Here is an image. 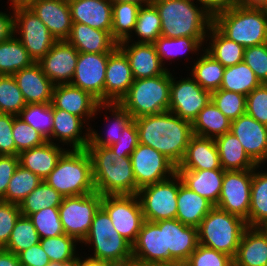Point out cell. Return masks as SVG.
I'll use <instances>...</instances> for the list:
<instances>
[{
    "label": "cell",
    "instance_id": "obj_1",
    "mask_svg": "<svg viewBox=\"0 0 267 266\" xmlns=\"http://www.w3.org/2000/svg\"><path fill=\"white\" fill-rule=\"evenodd\" d=\"M134 121L139 143L154 148L178 167L194 135L192 122L170 111L141 116Z\"/></svg>",
    "mask_w": 267,
    "mask_h": 266
},
{
    "label": "cell",
    "instance_id": "obj_2",
    "mask_svg": "<svg viewBox=\"0 0 267 266\" xmlns=\"http://www.w3.org/2000/svg\"><path fill=\"white\" fill-rule=\"evenodd\" d=\"M152 3L160 15L162 36L207 37L213 13L199 0H153Z\"/></svg>",
    "mask_w": 267,
    "mask_h": 266
},
{
    "label": "cell",
    "instance_id": "obj_3",
    "mask_svg": "<svg viewBox=\"0 0 267 266\" xmlns=\"http://www.w3.org/2000/svg\"><path fill=\"white\" fill-rule=\"evenodd\" d=\"M92 161L96 192L105 195H134L136 180L127 154L113 152L109 147L87 145Z\"/></svg>",
    "mask_w": 267,
    "mask_h": 266
},
{
    "label": "cell",
    "instance_id": "obj_4",
    "mask_svg": "<svg viewBox=\"0 0 267 266\" xmlns=\"http://www.w3.org/2000/svg\"><path fill=\"white\" fill-rule=\"evenodd\" d=\"M213 25L244 48L267 43V17L260 7L240 2L213 13Z\"/></svg>",
    "mask_w": 267,
    "mask_h": 266
},
{
    "label": "cell",
    "instance_id": "obj_5",
    "mask_svg": "<svg viewBox=\"0 0 267 266\" xmlns=\"http://www.w3.org/2000/svg\"><path fill=\"white\" fill-rule=\"evenodd\" d=\"M44 181L64 197L94 193L90 154L86 149L67 150Z\"/></svg>",
    "mask_w": 267,
    "mask_h": 266
},
{
    "label": "cell",
    "instance_id": "obj_6",
    "mask_svg": "<svg viewBox=\"0 0 267 266\" xmlns=\"http://www.w3.org/2000/svg\"><path fill=\"white\" fill-rule=\"evenodd\" d=\"M171 70L151 78L135 79L119 104L133 119L166 112L170 104Z\"/></svg>",
    "mask_w": 267,
    "mask_h": 266
},
{
    "label": "cell",
    "instance_id": "obj_7",
    "mask_svg": "<svg viewBox=\"0 0 267 266\" xmlns=\"http://www.w3.org/2000/svg\"><path fill=\"white\" fill-rule=\"evenodd\" d=\"M247 227L243 218L214 206L198 227V243L234 258Z\"/></svg>",
    "mask_w": 267,
    "mask_h": 266
},
{
    "label": "cell",
    "instance_id": "obj_8",
    "mask_svg": "<svg viewBox=\"0 0 267 266\" xmlns=\"http://www.w3.org/2000/svg\"><path fill=\"white\" fill-rule=\"evenodd\" d=\"M83 243L92 246L93 253L90 257L115 266L132 263V244L113 227L109 215L102 207L96 212L90 231L81 244Z\"/></svg>",
    "mask_w": 267,
    "mask_h": 266
},
{
    "label": "cell",
    "instance_id": "obj_9",
    "mask_svg": "<svg viewBox=\"0 0 267 266\" xmlns=\"http://www.w3.org/2000/svg\"><path fill=\"white\" fill-rule=\"evenodd\" d=\"M101 200L102 195L96 191L64 197L58 210L65 234L82 243L90 231L96 212L101 207Z\"/></svg>",
    "mask_w": 267,
    "mask_h": 266
},
{
    "label": "cell",
    "instance_id": "obj_10",
    "mask_svg": "<svg viewBox=\"0 0 267 266\" xmlns=\"http://www.w3.org/2000/svg\"><path fill=\"white\" fill-rule=\"evenodd\" d=\"M178 174L138 190L144 219L150 222L177 216Z\"/></svg>",
    "mask_w": 267,
    "mask_h": 266
},
{
    "label": "cell",
    "instance_id": "obj_11",
    "mask_svg": "<svg viewBox=\"0 0 267 266\" xmlns=\"http://www.w3.org/2000/svg\"><path fill=\"white\" fill-rule=\"evenodd\" d=\"M14 33L34 62L57 42L40 18L27 6H14ZM18 33V34H17Z\"/></svg>",
    "mask_w": 267,
    "mask_h": 266
},
{
    "label": "cell",
    "instance_id": "obj_12",
    "mask_svg": "<svg viewBox=\"0 0 267 266\" xmlns=\"http://www.w3.org/2000/svg\"><path fill=\"white\" fill-rule=\"evenodd\" d=\"M101 207L118 233L133 244L145 221L137 194L102 196Z\"/></svg>",
    "mask_w": 267,
    "mask_h": 266
},
{
    "label": "cell",
    "instance_id": "obj_13",
    "mask_svg": "<svg viewBox=\"0 0 267 266\" xmlns=\"http://www.w3.org/2000/svg\"><path fill=\"white\" fill-rule=\"evenodd\" d=\"M132 263L140 266H169V251H165V220L144 221L132 244Z\"/></svg>",
    "mask_w": 267,
    "mask_h": 266
},
{
    "label": "cell",
    "instance_id": "obj_14",
    "mask_svg": "<svg viewBox=\"0 0 267 266\" xmlns=\"http://www.w3.org/2000/svg\"><path fill=\"white\" fill-rule=\"evenodd\" d=\"M130 159L136 180V194L142 187L163 181L177 172V166L165 155L140 143Z\"/></svg>",
    "mask_w": 267,
    "mask_h": 266
},
{
    "label": "cell",
    "instance_id": "obj_15",
    "mask_svg": "<svg viewBox=\"0 0 267 266\" xmlns=\"http://www.w3.org/2000/svg\"><path fill=\"white\" fill-rule=\"evenodd\" d=\"M189 76H181L180 80H176L171 73L168 111L193 122L198 113L211 102V92L204 90L190 74Z\"/></svg>",
    "mask_w": 267,
    "mask_h": 266
},
{
    "label": "cell",
    "instance_id": "obj_16",
    "mask_svg": "<svg viewBox=\"0 0 267 266\" xmlns=\"http://www.w3.org/2000/svg\"><path fill=\"white\" fill-rule=\"evenodd\" d=\"M253 169L225 171L217 207L244 220L249 216Z\"/></svg>",
    "mask_w": 267,
    "mask_h": 266
},
{
    "label": "cell",
    "instance_id": "obj_17",
    "mask_svg": "<svg viewBox=\"0 0 267 266\" xmlns=\"http://www.w3.org/2000/svg\"><path fill=\"white\" fill-rule=\"evenodd\" d=\"M109 53L79 52L71 85L105 103V76Z\"/></svg>",
    "mask_w": 267,
    "mask_h": 266
},
{
    "label": "cell",
    "instance_id": "obj_18",
    "mask_svg": "<svg viewBox=\"0 0 267 266\" xmlns=\"http://www.w3.org/2000/svg\"><path fill=\"white\" fill-rule=\"evenodd\" d=\"M51 103L53 109L65 110L76 115L86 125L90 123V120H94L98 112L105 110V103H100L89 92L71 84L54 85Z\"/></svg>",
    "mask_w": 267,
    "mask_h": 266
},
{
    "label": "cell",
    "instance_id": "obj_19",
    "mask_svg": "<svg viewBox=\"0 0 267 266\" xmlns=\"http://www.w3.org/2000/svg\"><path fill=\"white\" fill-rule=\"evenodd\" d=\"M79 52L66 40L57 41L37 63L54 85L70 84Z\"/></svg>",
    "mask_w": 267,
    "mask_h": 266
},
{
    "label": "cell",
    "instance_id": "obj_20",
    "mask_svg": "<svg viewBox=\"0 0 267 266\" xmlns=\"http://www.w3.org/2000/svg\"><path fill=\"white\" fill-rule=\"evenodd\" d=\"M230 132L241 142L245 152L257 164L267 162V126L247 113L231 121Z\"/></svg>",
    "mask_w": 267,
    "mask_h": 266
},
{
    "label": "cell",
    "instance_id": "obj_21",
    "mask_svg": "<svg viewBox=\"0 0 267 266\" xmlns=\"http://www.w3.org/2000/svg\"><path fill=\"white\" fill-rule=\"evenodd\" d=\"M198 228L179 220H165V251H169V266H183L198 245Z\"/></svg>",
    "mask_w": 267,
    "mask_h": 266
},
{
    "label": "cell",
    "instance_id": "obj_22",
    "mask_svg": "<svg viewBox=\"0 0 267 266\" xmlns=\"http://www.w3.org/2000/svg\"><path fill=\"white\" fill-rule=\"evenodd\" d=\"M133 40L122 41L118 47L127 56L134 79L156 77L169 70L162 65L154 43H137Z\"/></svg>",
    "mask_w": 267,
    "mask_h": 266
},
{
    "label": "cell",
    "instance_id": "obj_23",
    "mask_svg": "<svg viewBox=\"0 0 267 266\" xmlns=\"http://www.w3.org/2000/svg\"><path fill=\"white\" fill-rule=\"evenodd\" d=\"M134 76L125 53L117 46L109 53L105 76V103H119L133 84Z\"/></svg>",
    "mask_w": 267,
    "mask_h": 266
},
{
    "label": "cell",
    "instance_id": "obj_24",
    "mask_svg": "<svg viewBox=\"0 0 267 266\" xmlns=\"http://www.w3.org/2000/svg\"><path fill=\"white\" fill-rule=\"evenodd\" d=\"M27 7L40 18L57 41L69 37L72 18L68 1L32 0Z\"/></svg>",
    "mask_w": 267,
    "mask_h": 266
},
{
    "label": "cell",
    "instance_id": "obj_25",
    "mask_svg": "<svg viewBox=\"0 0 267 266\" xmlns=\"http://www.w3.org/2000/svg\"><path fill=\"white\" fill-rule=\"evenodd\" d=\"M53 119L52 143L56 140L55 144L60 145L61 143V145H67V147L69 145L71 150L87 148L90 125L85 126L86 123L80 117L61 109H53Z\"/></svg>",
    "mask_w": 267,
    "mask_h": 266
},
{
    "label": "cell",
    "instance_id": "obj_26",
    "mask_svg": "<svg viewBox=\"0 0 267 266\" xmlns=\"http://www.w3.org/2000/svg\"><path fill=\"white\" fill-rule=\"evenodd\" d=\"M13 77L23 94L26 104L52 102L54 84L42 72L37 62L19 70Z\"/></svg>",
    "mask_w": 267,
    "mask_h": 266
},
{
    "label": "cell",
    "instance_id": "obj_27",
    "mask_svg": "<svg viewBox=\"0 0 267 266\" xmlns=\"http://www.w3.org/2000/svg\"><path fill=\"white\" fill-rule=\"evenodd\" d=\"M72 23L111 32L112 3L109 0H69Z\"/></svg>",
    "mask_w": 267,
    "mask_h": 266
},
{
    "label": "cell",
    "instance_id": "obj_28",
    "mask_svg": "<svg viewBox=\"0 0 267 266\" xmlns=\"http://www.w3.org/2000/svg\"><path fill=\"white\" fill-rule=\"evenodd\" d=\"M223 169L214 138L193 135L177 170Z\"/></svg>",
    "mask_w": 267,
    "mask_h": 266
},
{
    "label": "cell",
    "instance_id": "obj_29",
    "mask_svg": "<svg viewBox=\"0 0 267 266\" xmlns=\"http://www.w3.org/2000/svg\"><path fill=\"white\" fill-rule=\"evenodd\" d=\"M67 150H69V147L64 148L47 141L40 146L21 151L18 155L19 165L44 180Z\"/></svg>",
    "mask_w": 267,
    "mask_h": 266
},
{
    "label": "cell",
    "instance_id": "obj_30",
    "mask_svg": "<svg viewBox=\"0 0 267 266\" xmlns=\"http://www.w3.org/2000/svg\"><path fill=\"white\" fill-rule=\"evenodd\" d=\"M66 41L81 53H110L118 46L111 32L82 23H72L71 32Z\"/></svg>",
    "mask_w": 267,
    "mask_h": 266
},
{
    "label": "cell",
    "instance_id": "obj_31",
    "mask_svg": "<svg viewBox=\"0 0 267 266\" xmlns=\"http://www.w3.org/2000/svg\"><path fill=\"white\" fill-rule=\"evenodd\" d=\"M182 183L214 206L217 205L222 189L224 169L177 170Z\"/></svg>",
    "mask_w": 267,
    "mask_h": 266
},
{
    "label": "cell",
    "instance_id": "obj_32",
    "mask_svg": "<svg viewBox=\"0 0 267 266\" xmlns=\"http://www.w3.org/2000/svg\"><path fill=\"white\" fill-rule=\"evenodd\" d=\"M213 207L206 198L186 187L178 176L177 220L184 225L198 228Z\"/></svg>",
    "mask_w": 267,
    "mask_h": 266
},
{
    "label": "cell",
    "instance_id": "obj_33",
    "mask_svg": "<svg viewBox=\"0 0 267 266\" xmlns=\"http://www.w3.org/2000/svg\"><path fill=\"white\" fill-rule=\"evenodd\" d=\"M233 265L267 266V239L257 227L244 230Z\"/></svg>",
    "mask_w": 267,
    "mask_h": 266
},
{
    "label": "cell",
    "instance_id": "obj_34",
    "mask_svg": "<svg viewBox=\"0 0 267 266\" xmlns=\"http://www.w3.org/2000/svg\"><path fill=\"white\" fill-rule=\"evenodd\" d=\"M222 168L225 171L249 170L258 165L245 152L241 142L232 132L214 139Z\"/></svg>",
    "mask_w": 267,
    "mask_h": 266
},
{
    "label": "cell",
    "instance_id": "obj_35",
    "mask_svg": "<svg viewBox=\"0 0 267 266\" xmlns=\"http://www.w3.org/2000/svg\"><path fill=\"white\" fill-rule=\"evenodd\" d=\"M105 110H108L111 114L108 117V112L104 113L106 118L104 120H107L110 123L109 126L106 124L108 129L106 131H103L106 135L104 134L103 136L102 133H98L97 130L93 129L90 126L88 145L106 147L111 146L119 140V137L121 136V131H123L127 127V125L133 120L130 114L119 103H105Z\"/></svg>",
    "mask_w": 267,
    "mask_h": 266
},
{
    "label": "cell",
    "instance_id": "obj_36",
    "mask_svg": "<svg viewBox=\"0 0 267 266\" xmlns=\"http://www.w3.org/2000/svg\"><path fill=\"white\" fill-rule=\"evenodd\" d=\"M209 40V44L207 41ZM204 50L225 68L243 61L244 47L225 37L213 24L210 26Z\"/></svg>",
    "mask_w": 267,
    "mask_h": 266
},
{
    "label": "cell",
    "instance_id": "obj_37",
    "mask_svg": "<svg viewBox=\"0 0 267 266\" xmlns=\"http://www.w3.org/2000/svg\"><path fill=\"white\" fill-rule=\"evenodd\" d=\"M245 221L248 227L267 223V170L263 171L261 165L253 169L249 216Z\"/></svg>",
    "mask_w": 267,
    "mask_h": 266
},
{
    "label": "cell",
    "instance_id": "obj_38",
    "mask_svg": "<svg viewBox=\"0 0 267 266\" xmlns=\"http://www.w3.org/2000/svg\"><path fill=\"white\" fill-rule=\"evenodd\" d=\"M204 43H206V37L168 38L161 35L156 39L154 45L160 61L165 67L167 60L170 62L177 57L178 60L182 54L187 56L189 53H198L196 55L199 56V52L204 50Z\"/></svg>",
    "mask_w": 267,
    "mask_h": 266
},
{
    "label": "cell",
    "instance_id": "obj_39",
    "mask_svg": "<svg viewBox=\"0 0 267 266\" xmlns=\"http://www.w3.org/2000/svg\"><path fill=\"white\" fill-rule=\"evenodd\" d=\"M231 121L212 103L207 104L192 122L193 134L216 138L230 131Z\"/></svg>",
    "mask_w": 267,
    "mask_h": 266
},
{
    "label": "cell",
    "instance_id": "obj_40",
    "mask_svg": "<svg viewBox=\"0 0 267 266\" xmlns=\"http://www.w3.org/2000/svg\"><path fill=\"white\" fill-rule=\"evenodd\" d=\"M200 54V57H197L196 62L193 63L189 74L204 90L212 93L220 89L225 67L205 50Z\"/></svg>",
    "mask_w": 267,
    "mask_h": 266
},
{
    "label": "cell",
    "instance_id": "obj_41",
    "mask_svg": "<svg viewBox=\"0 0 267 266\" xmlns=\"http://www.w3.org/2000/svg\"><path fill=\"white\" fill-rule=\"evenodd\" d=\"M33 63L34 60L15 34L0 42V75H14Z\"/></svg>",
    "mask_w": 267,
    "mask_h": 266
},
{
    "label": "cell",
    "instance_id": "obj_42",
    "mask_svg": "<svg viewBox=\"0 0 267 266\" xmlns=\"http://www.w3.org/2000/svg\"><path fill=\"white\" fill-rule=\"evenodd\" d=\"M261 84L250 67L242 61L225 68L220 89L247 96Z\"/></svg>",
    "mask_w": 267,
    "mask_h": 266
},
{
    "label": "cell",
    "instance_id": "obj_43",
    "mask_svg": "<svg viewBox=\"0 0 267 266\" xmlns=\"http://www.w3.org/2000/svg\"><path fill=\"white\" fill-rule=\"evenodd\" d=\"M140 7L132 2L112 3L111 35L117 43L132 35Z\"/></svg>",
    "mask_w": 267,
    "mask_h": 266
},
{
    "label": "cell",
    "instance_id": "obj_44",
    "mask_svg": "<svg viewBox=\"0 0 267 266\" xmlns=\"http://www.w3.org/2000/svg\"><path fill=\"white\" fill-rule=\"evenodd\" d=\"M64 196L48 185L44 180L20 203L19 208L22 216L50 207H59Z\"/></svg>",
    "mask_w": 267,
    "mask_h": 266
},
{
    "label": "cell",
    "instance_id": "obj_45",
    "mask_svg": "<svg viewBox=\"0 0 267 266\" xmlns=\"http://www.w3.org/2000/svg\"><path fill=\"white\" fill-rule=\"evenodd\" d=\"M132 34L127 40L137 36V43H154L161 36V19L153 3L140 7Z\"/></svg>",
    "mask_w": 267,
    "mask_h": 266
},
{
    "label": "cell",
    "instance_id": "obj_46",
    "mask_svg": "<svg viewBox=\"0 0 267 266\" xmlns=\"http://www.w3.org/2000/svg\"><path fill=\"white\" fill-rule=\"evenodd\" d=\"M18 117L31 125L47 141L51 142L53 129V107L52 103H30L26 104Z\"/></svg>",
    "mask_w": 267,
    "mask_h": 266
},
{
    "label": "cell",
    "instance_id": "obj_47",
    "mask_svg": "<svg viewBox=\"0 0 267 266\" xmlns=\"http://www.w3.org/2000/svg\"><path fill=\"white\" fill-rule=\"evenodd\" d=\"M41 182L40 177L19 165L9 181L6 194L1 201L19 204Z\"/></svg>",
    "mask_w": 267,
    "mask_h": 266
},
{
    "label": "cell",
    "instance_id": "obj_48",
    "mask_svg": "<svg viewBox=\"0 0 267 266\" xmlns=\"http://www.w3.org/2000/svg\"><path fill=\"white\" fill-rule=\"evenodd\" d=\"M40 243V237L29 217L20 216L15 223L10 239L3 248L18 255L20 252Z\"/></svg>",
    "mask_w": 267,
    "mask_h": 266
},
{
    "label": "cell",
    "instance_id": "obj_49",
    "mask_svg": "<svg viewBox=\"0 0 267 266\" xmlns=\"http://www.w3.org/2000/svg\"><path fill=\"white\" fill-rule=\"evenodd\" d=\"M78 243L74 237L66 234L40 239V245L50 261L75 262L79 255L78 250L76 252Z\"/></svg>",
    "mask_w": 267,
    "mask_h": 266
},
{
    "label": "cell",
    "instance_id": "obj_50",
    "mask_svg": "<svg viewBox=\"0 0 267 266\" xmlns=\"http://www.w3.org/2000/svg\"><path fill=\"white\" fill-rule=\"evenodd\" d=\"M26 102L13 75H0V113L18 116Z\"/></svg>",
    "mask_w": 267,
    "mask_h": 266
},
{
    "label": "cell",
    "instance_id": "obj_51",
    "mask_svg": "<svg viewBox=\"0 0 267 266\" xmlns=\"http://www.w3.org/2000/svg\"><path fill=\"white\" fill-rule=\"evenodd\" d=\"M28 217L35 226L40 239L65 234L60 221L58 207H47L36 213L30 214Z\"/></svg>",
    "mask_w": 267,
    "mask_h": 266
},
{
    "label": "cell",
    "instance_id": "obj_52",
    "mask_svg": "<svg viewBox=\"0 0 267 266\" xmlns=\"http://www.w3.org/2000/svg\"><path fill=\"white\" fill-rule=\"evenodd\" d=\"M211 101L230 121L246 113V96L240 93L218 89L211 93Z\"/></svg>",
    "mask_w": 267,
    "mask_h": 266
},
{
    "label": "cell",
    "instance_id": "obj_53",
    "mask_svg": "<svg viewBox=\"0 0 267 266\" xmlns=\"http://www.w3.org/2000/svg\"><path fill=\"white\" fill-rule=\"evenodd\" d=\"M12 133L16 145V156L21 151L40 146L47 142L37 130L21 120L18 116L14 117Z\"/></svg>",
    "mask_w": 267,
    "mask_h": 266
},
{
    "label": "cell",
    "instance_id": "obj_54",
    "mask_svg": "<svg viewBox=\"0 0 267 266\" xmlns=\"http://www.w3.org/2000/svg\"><path fill=\"white\" fill-rule=\"evenodd\" d=\"M233 258L223 252L208 248L201 244L190 255L183 266H232Z\"/></svg>",
    "mask_w": 267,
    "mask_h": 266
},
{
    "label": "cell",
    "instance_id": "obj_55",
    "mask_svg": "<svg viewBox=\"0 0 267 266\" xmlns=\"http://www.w3.org/2000/svg\"><path fill=\"white\" fill-rule=\"evenodd\" d=\"M243 61L262 84L267 83V43L246 47Z\"/></svg>",
    "mask_w": 267,
    "mask_h": 266
},
{
    "label": "cell",
    "instance_id": "obj_56",
    "mask_svg": "<svg viewBox=\"0 0 267 266\" xmlns=\"http://www.w3.org/2000/svg\"><path fill=\"white\" fill-rule=\"evenodd\" d=\"M246 113L267 126V83L261 84L246 96Z\"/></svg>",
    "mask_w": 267,
    "mask_h": 266
},
{
    "label": "cell",
    "instance_id": "obj_57",
    "mask_svg": "<svg viewBox=\"0 0 267 266\" xmlns=\"http://www.w3.org/2000/svg\"><path fill=\"white\" fill-rule=\"evenodd\" d=\"M20 216L19 204L0 200V248L7 245L15 223Z\"/></svg>",
    "mask_w": 267,
    "mask_h": 266
},
{
    "label": "cell",
    "instance_id": "obj_58",
    "mask_svg": "<svg viewBox=\"0 0 267 266\" xmlns=\"http://www.w3.org/2000/svg\"><path fill=\"white\" fill-rule=\"evenodd\" d=\"M15 115L0 113V155H15L16 145L13 139Z\"/></svg>",
    "mask_w": 267,
    "mask_h": 266
},
{
    "label": "cell",
    "instance_id": "obj_59",
    "mask_svg": "<svg viewBox=\"0 0 267 266\" xmlns=\"http://www.w3.org/2000/svg\"><path fill=\"white\" fill-rule=\"evenodd\" d=\"M139 144L138 130L134 119L121 131L119 140L109 146L113 152L127 154L129 157Z\"/></svg>",
    "mask_w": 267,
    "mask_h": 266
},
{
    "label": "cell",
    "instance_id": "obj_60",
    "mask_svg": "<svg viewBox=\"0 0 267 266\" xmlns=\"http://www.w3.org/2000/svg\"><path fill=\"white\" fill-rule=\"evenodd\" d=\"M18 166V156L0 155V200L5 196L9 181Z\"/></svg>",
    "mask_w": 267,
    "mask_h": 266
},
{
    "label": "cell",
    "instance_id": "obj_61",
    "mask_svg": "<svg viewBox=\"0 0 267 266\" xmlns=\"http://www.w3.org/2000/svg\"><path fill=\"white\" fill-rule=\"evenodd\" d=\"M18 259L21 266H47L50 263V259L40 243L20 252Z\"/></svg>",
    "mask_w": 267,
    "mask_h": 266
},
{
    "label": "cell",
    "instance_id": "obj_62",
    "mask_svg": "<svg viewBox=\"0 0 267 266\" xmlns=\"http://www.w3.org/2000/svg\"><path fill=\"white\" fill-rule=\"evenodd\" d=\"M12 12L0 11V42L6 41L11 38L14 33V7H9ZM12 14V15H11Z\"/></svg>",
    "mask_w": 267,
    "mask_h": 266
},
{
    "label": "cell",
    "instance_id": "obj_63",
    "mask_svg": "<svg viewBox=\"0 0 267 266\" xmlns=\"http://www.w3.org/2000/svg\"><path fill=\"white\" fill-rule=\"evenodd\" d=\"M202 2L212 13L224 8L234 6L239 0H199Z\"/></svg>",
    "mask_w": 267,
    "mask_h": 266
},
{
    "label": "cell",
    "instance_id": "obj_64",
    "mask_svg": "<svg viewBox=\"0 0 267 266\" xmlns=\"http://www.w3.org/2000/svg\"><path fill=\"white\" fill-rule=\"evenodd\" d=\"M73 266H115L109 262L96 259L86 255V258L83 256L77 257L76 261L74 262Z\"/></svg>",
    "mask_w": 267,
    "mask_h": 266
},
{
    "label": "cell",
    "instance_id": "obj_65",
    "mask_svg": "<svg viewBox=\"0 0 267 266\" xmlns=\"http://www.w3.org/2000/svg\"><path fill=\"white\" fill-rule=\"evenodd\" d=\"M0 266H21L18 255L0 248Z\"/></svg>",
    "mask_w": 267,
    "mask_h": 266
},
{
    "label": "cell",
    "instance_id": "obj_66",
    "mask_svg": "<svg viewBox=\"0 0 267 266\" xmlns=\"http://www.w3.org/2000/svg\"><path fill=\"white\" fill-rule=\"evenodd\" d=\"M266 1L267 0H239L242 5L251 7H260Z\"/></svg>",
    "mask_w": 267,
    "mask_h": 266
},
{
    "label": "cell",
    "instance_id": "obj_67",
    "mask_svg": "<svg viewBox=\"0 0 267 266\" xmlns=\"http://www.w3.org/2000/svg\"><path fill=\"white\" fill-rule=\"evenodd\" d=\"M111 3L132 2L140 6L151 4L153 0H109Z\"/></svg>",
    "mask_w": 267,
    "mask_h": 266
},
{
    "label": "cell",
    "instance_id": "obj_68",
    "mask_svg": "<svg viewBox=\"0 0 267 266\" xmlns=\"http://www.w3.org/2000/svg\"><path fill=\"white\" fill-rule=\"evenodd\" d=\"M10 1L9 6H27L32 0H8Z\"/></svg>",
    "mask_w": 267,
    "mask_h": 266
},
{
    "label": "cell",
    "instance_id": "obj_69",
    "mask_svg": "<svg viewBox=\"0 0 267 266\" xmlns=\"http://www.w3.org/2000/svg\"><path fill=\"white\" fill-rule=\"evenodd\" d=\"M74 262L50 261L47 266H73Z\"/></svg>",
    "mask_w": 267,
    "mask_h": 266
},
{
    "label": "cell",
    "instance_id": "obj_70",
    "mask_svg": "<svg viewBox=\"0 0 267 266\" xmlns=\"http://www.w3.org/2000/svg\"><path fill=\"white\" fill-rule=\"evenodd\" d=\"M266 237L267 239V223L260 225L257 227Z\"/></svg>",
    "mask_w": 267,
    "mask_h": 266
},
{
    "label": "cell",
    "instance_id": "obj_71",
    "mask_svg": "<svg viewBox=\"0 0 267 266\" xmlns=\"http://www.w3.org/2000/svg\"><path fill=\"white\" fill-rule=\"evenodd\" d=\"M260 8L262 9L263 13H264L265 16L267 17V1H266L264 4H262V5L260 6Z\"/></svg>",
    "mask_w": 267,
    "mask_h": 266
},
{
    "label": "cell",
    "instance_id": "obj_72",
    "mask_svg": "<svg viewBox=\"0 0 267 266\" xmlns=\"http://www.w3.org/2000/svg\"><path fill=\"white\" fill-rule=\"evenodd\" d=\"M120 266H140V265H137V264L131 263V264H127V265H120Z\"/></svg>",
    "mask_w": 267,
    "mask_h": 266
}]
</instances>
